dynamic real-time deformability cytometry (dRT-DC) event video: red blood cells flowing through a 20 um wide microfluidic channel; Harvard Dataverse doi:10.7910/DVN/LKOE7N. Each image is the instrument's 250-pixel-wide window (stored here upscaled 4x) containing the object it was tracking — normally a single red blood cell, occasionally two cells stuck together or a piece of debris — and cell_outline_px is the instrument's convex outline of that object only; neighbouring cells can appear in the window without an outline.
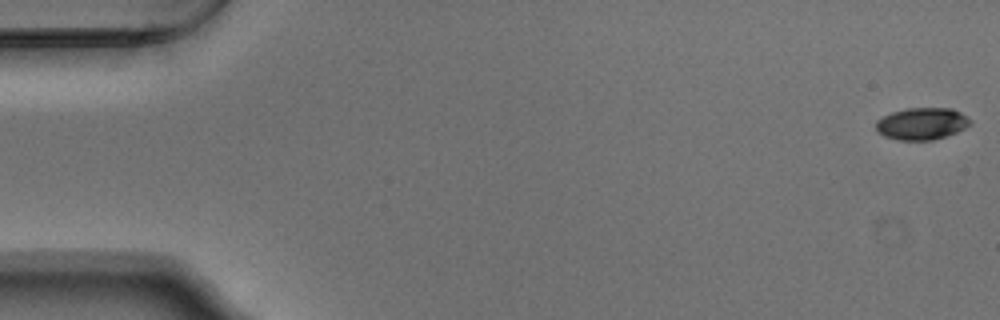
{"species": "Egyptian fruit bat (a non-hibernating species)", "species_latin": "Rousettus aegyptiacus", "temperature_condition": "warm", "stored_images_in_passage": 54, "camera_frame_rate_fps": 3000, "um_per_image_px": 0.085, "animal": {"sex": "male"}, "frame": {"image": 1, "passage_image": 1, "time_ms": 0.0, "image_size_px": [1000, 320], "cell_outline_px": [[972, 124], [956, 132], [932, 140], [896, 140], [884, 136], [876, 128], [876, 120], [892, 112], [908, 108], [952, 108], [960, 112], [972, 120]], "centroid_in_image_um": [78.37, 10.51], "position_along_channel_um": 6.6, "area_um2": 17.51}}
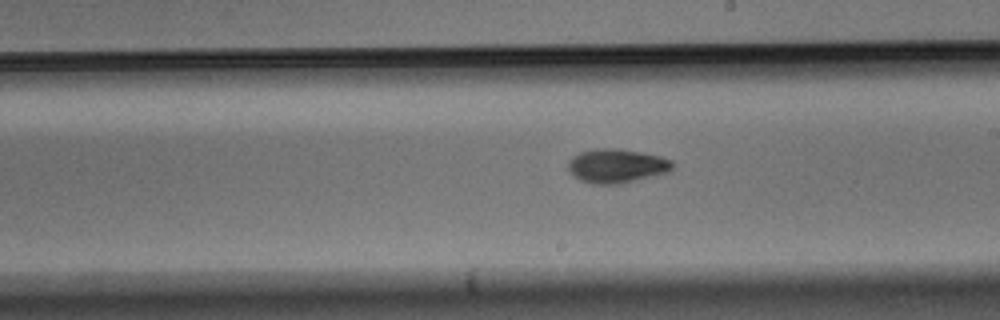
{"frame": {"image": 2, "passage_image": 31, "time_ms": 10.0, "image_size_px": [1000, 320], "cell_outline_px": [[672, 168], [668, 172], [620, 184], [592, 184], [580, 180], [572, 176], [568, 172], [568, 160], [572, 156], [580, 152], [596, 148], [616, 148], [640, 152], [660, 156], [672, 160]], "centroid_in_image_um": [52.36, 14.1], "position_along_channel_um": 236.6, "area_um2": 20.81}}
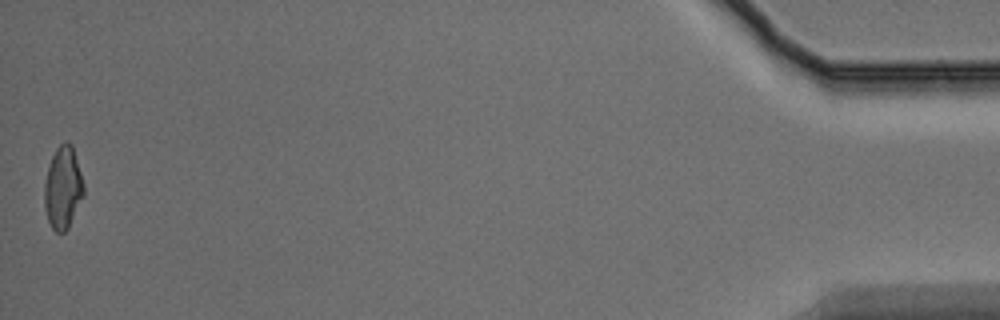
{"frame": {"image": 3, "passage_image": 54, "time_ms": 17.667, "image_size_px": [1000, 320], "cell_outline_px": [[84, 196], [68, 228], [64, 232], [56, 232], [52, 228], [48, 220], [44, 208], [44, 184], [48, 168], [52, 156], [56, 148], [64, 140], [68, 140], [72, 144], [84, 184]], "centroid_in_image_um": [5.35, 15.94], "position_along_channel_um": 429.8, "area_um2": 19.02}, "authors_computed_cell_mechanics": {"area_um2": 19.0162, "velocity_mm_per_s": 3.7527, "shape_relaxation_time_tau1_ms": 3.5743, "shape_relaxation_time_tau2_ms": 4.3863, "deformation_change_tau1": 0.1727, "deformation_change_tau2": 0.0919}}